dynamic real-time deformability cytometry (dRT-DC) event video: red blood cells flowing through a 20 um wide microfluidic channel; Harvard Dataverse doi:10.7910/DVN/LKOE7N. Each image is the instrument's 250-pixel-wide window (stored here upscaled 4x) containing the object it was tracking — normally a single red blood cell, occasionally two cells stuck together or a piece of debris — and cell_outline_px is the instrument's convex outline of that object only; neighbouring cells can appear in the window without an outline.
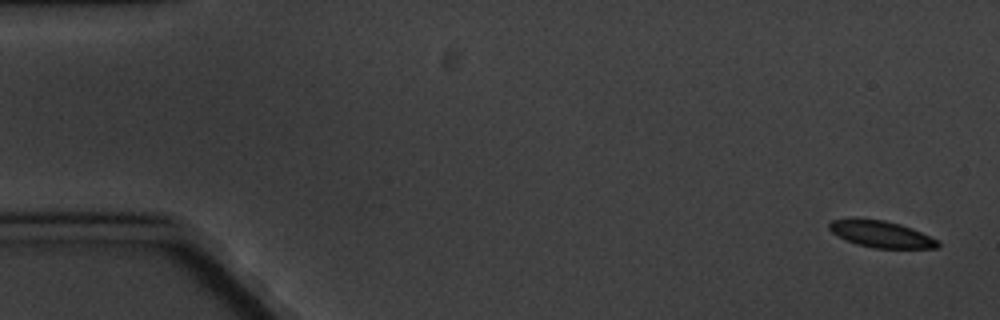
{"species": "common noctule bat (a hibernating species)", "species_latin": "Nyctalus noctula", "temperature_condition": "cold", "stored_images_in_passage": 6, "camera_frame_rate_fps": 3000, "um_per_image_px": 0.085, "animal": {"sex": "male", "body_mass_g": 20.1, "forearm_length_mm": 53.5}, "frame": {"image": 1, "passage_image": 1, "time_ms": 0.0, "image_size_px": [1000, 320], "cell_outline_px": [[940, 244], [936, 248], [876, 248], [856, 244], [832, 232], [828, 228], [828, 224], [832, 220], [852, 216], [884, 220], [900, 224], [912, 228], [940, 240]], "centroid_in_image_um": [74.88, 19.86], "position_along_channel_um": 10.1, "area_um2": 17.17}}